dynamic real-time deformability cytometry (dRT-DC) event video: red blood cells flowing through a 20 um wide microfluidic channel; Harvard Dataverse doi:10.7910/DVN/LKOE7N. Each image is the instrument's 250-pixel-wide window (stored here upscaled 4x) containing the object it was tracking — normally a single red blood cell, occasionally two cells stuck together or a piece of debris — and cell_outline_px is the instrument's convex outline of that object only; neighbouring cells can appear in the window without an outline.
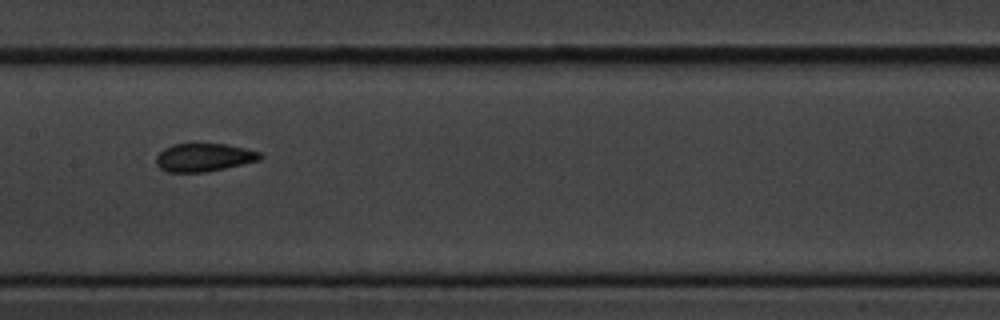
{"species": "common noctule bat (a hibernating species)", "species_latin": "Nyctalus noctula", "temperature_condition": "cold", "stored_images_in_passage": 15, "camera_frame_rate_fps": 3000, "um_per_image_px": 0.085, "animal": {"sex": "male", "body_mass_g": 20.1, "forearm_length_mm": 53.5}, "frame": {"image": 1, "passage_image": 9, "time_ms": 10.333, "image_size_px": [1000, 320], "cell_outline_px": [[264, 156], [260, 160], [224, 168], [204, 172], [168, 172], [160, 168], [156, 164], [156, 156], [164, 148], [172, 144], [224, 144], [244, 148], [260, 152]], "centroid_in_image_um": [17.32, 13.38], "position_along_channel_um": 190.1, "area_um2": 16.94}}
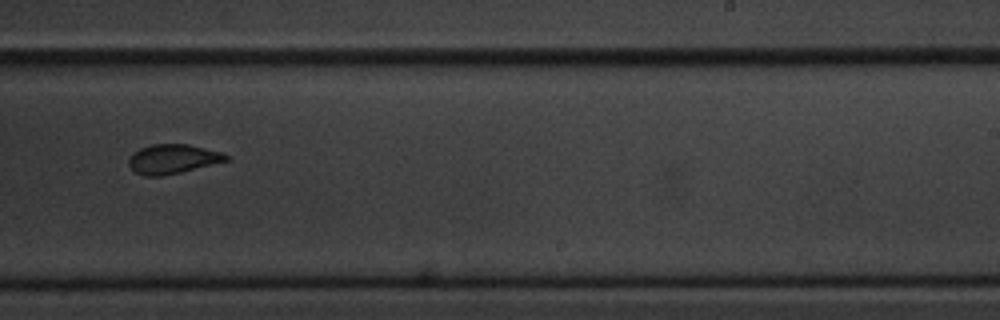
{"frame": {"image": 2, "passage_image": 11, "time_ms": 12.667, "image_size_px": [1000, 320], "cell_outline_px": [[228, 160], [164, 176], [144, 176], [136, 172], [128, 164], [128, 160], [132, 152], [140, 148], [152, 144], [188, 144], [220, 152], [228, 156]], "centroid_in_image_um": [14.62, 13.51], "position_along_channel_um": 274.4, "area_um2": 16.47}}
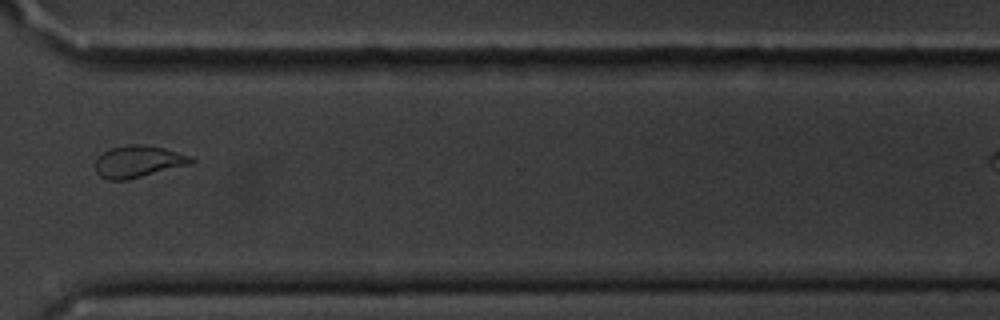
{"frame": {"image": 3, "passage_image": 13, "time_ms": 15.0, "image_size_px": [1000, 320], "cell_outline_px": [[196, 160], [192, 164], [128, 180], [108, 180], [100, 176], [96, 172], [96, 160], [104, 152], [112, 148], [132, 144], [140, 144], [164, 148], [192, 156]], "centroid_in_image_um": [11.8, 13.74], "position_along_channel_um": 358.8, "area_um2": 17.8}, "authors_computed_cell_mechanics": {"area_um2": 16.9932, "velocity_mm_per_s": 3.6154, "shape_relaxation_time_tau1_ms": null, "shape_relaxation_time_tau2_ms": 5.6446, "deformation_change_tau1": null, "deformation_change_tau2": 0.0673}}